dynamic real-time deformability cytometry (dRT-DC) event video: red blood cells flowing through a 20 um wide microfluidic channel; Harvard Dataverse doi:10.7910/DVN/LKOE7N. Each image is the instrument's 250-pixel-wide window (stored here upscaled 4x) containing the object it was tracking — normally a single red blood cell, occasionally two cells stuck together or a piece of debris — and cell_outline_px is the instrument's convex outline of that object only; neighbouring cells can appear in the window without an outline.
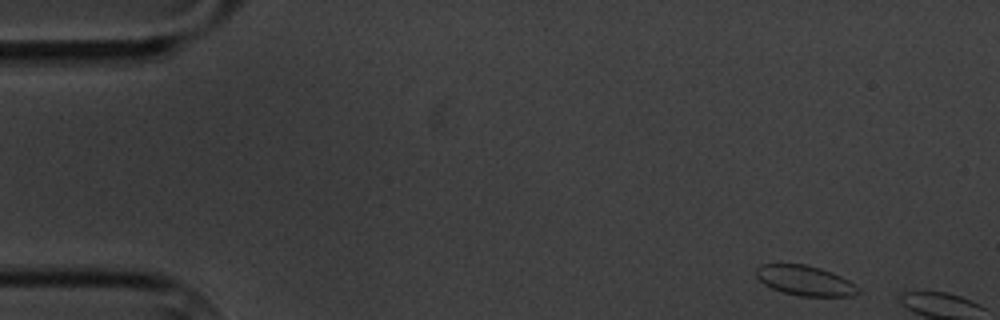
{"species": "common noctule bat (a hibernating species)", "species_latin": "Nyctalus noctula", "temperature_condition": "cold", "stored_images_in_passage": 2, "camera_frame_rate_fps": 3000, "um_per_image_px": 0.085, "animal": {"sex": "male", "body_mass_g": 20.1, "forearm_length_mm": 53.5}, "frame": {"image": 1, "passage_image": 1, "time_ms": 0.0, "image_size_px": [1000, 320], "cell_outline_px": [[860, 292], [852, 296], [800, 296], [784, 292], [772, 288], [764, 284], [756, 276], [756, 268], [760, 264], [804, 264], [820, 268], [832, 272], [848, 280]], "centroid_in_image_um": [68.39, 23.84], "position_along_channel_um": 16.6, "area_um2": 17.57}}